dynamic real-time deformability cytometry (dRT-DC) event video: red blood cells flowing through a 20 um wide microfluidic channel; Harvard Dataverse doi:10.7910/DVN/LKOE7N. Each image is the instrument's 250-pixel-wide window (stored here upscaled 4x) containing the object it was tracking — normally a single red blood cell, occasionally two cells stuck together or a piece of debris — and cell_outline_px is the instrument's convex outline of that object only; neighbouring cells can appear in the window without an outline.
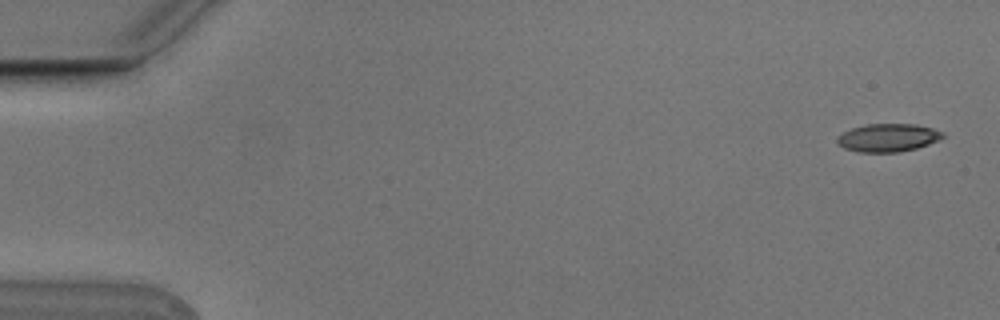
{"species": "Egyptian fruit bat (a non-hibernating species)", "species_latin": "Rousettus aegyptiacus", "temperature_condition": "cold", "stored_images_in_passage": 5, "camera_frame_rate_fps": 3000, "um_per_image_px": 0.085, "animal": {"sex": "male"}, "frame": {"image": 1, "passage_image": 1, "time_ms": 0.0, "image_size_px": [1000, 320], "cell_outline_px": [[944, 136], [940, 140], [916, 148], [896, 152], [860, 152], [844, 148], [836, 140], [844, 132], [852, 128], [868, 124], [916, 124], [932, 128], [944, 132]], "centroid_in_image_um": [75.52, 11.7], "position_along_channel_um": 9.5, "area_um2": 17.05}}